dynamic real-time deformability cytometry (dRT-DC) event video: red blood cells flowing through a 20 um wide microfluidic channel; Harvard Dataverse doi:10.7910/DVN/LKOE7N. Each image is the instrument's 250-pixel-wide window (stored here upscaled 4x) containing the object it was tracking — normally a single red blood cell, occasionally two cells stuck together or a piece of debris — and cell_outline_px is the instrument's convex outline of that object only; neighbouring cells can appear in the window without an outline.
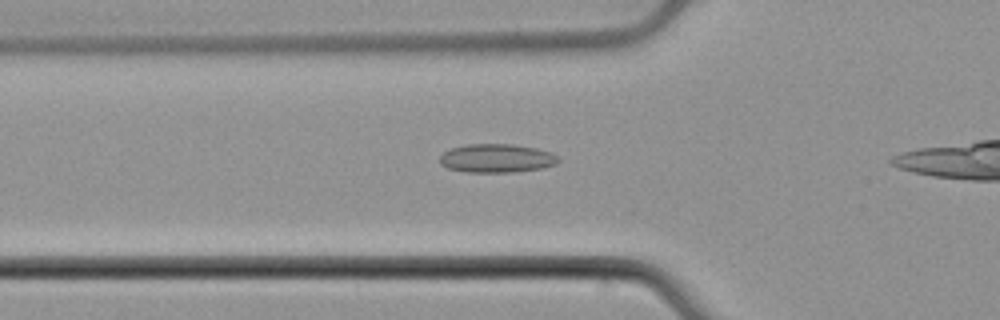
{"species": "common noctule bat (a hibernating species)", "species_latin": "Nyctalus noctula", "temperature_condition": "cold", "stored_images_in_passage": 34, "camera_frame_rate_fps": 3000, "um_per_image_px": 0.085, "animal": {"sex": "male", "body_mass_g": 21.5, "forearm_length_mm": 52.0}, "frame": {"image": 1, "passage_image": 9, "time_ms": 2.667, "image_size_px": [1000, 320], "cell_outline_px": [[560, 160], [556, 164], [540, 168], [516, 172], [468, 172], [448, 168], [440, 164], [440, 156], [444, 152], [452, 148], [464, 144], [512, 144], [536, 148], [552, 152]], "centroid_in_image_um": [42.21, 13.45], "position_along_channel_um": 83.6, "area_um2": 19.77}}
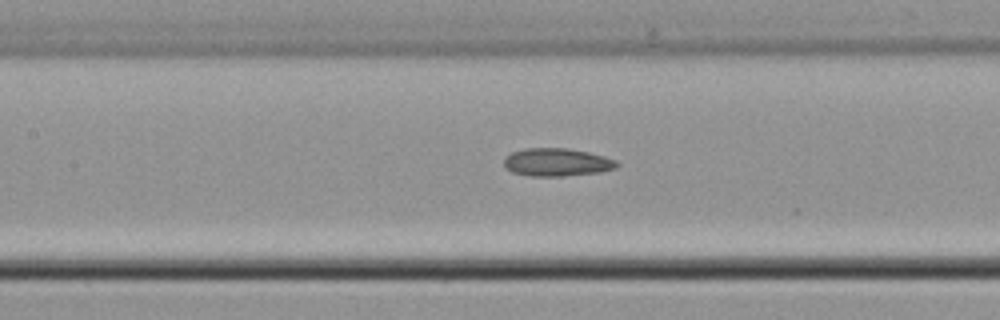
{"frame": {"image": 2, "passage_image": 15, "time_ms": 4.667, "image_size_px": [1000, 320], "cell_outline_px": [[620, 164], [616, 168], [600, 172], [564, 176], [528, 176], [512, 172], [504, 168], [504, 156], [512, 152], [524, 148], [568, 148], [588, 152], [604, 156], [616, 160]], "centroid_in_image_um": [47.31, 13.79], "position_along_channel_um": 160.1, "area_um2": 18.61}}
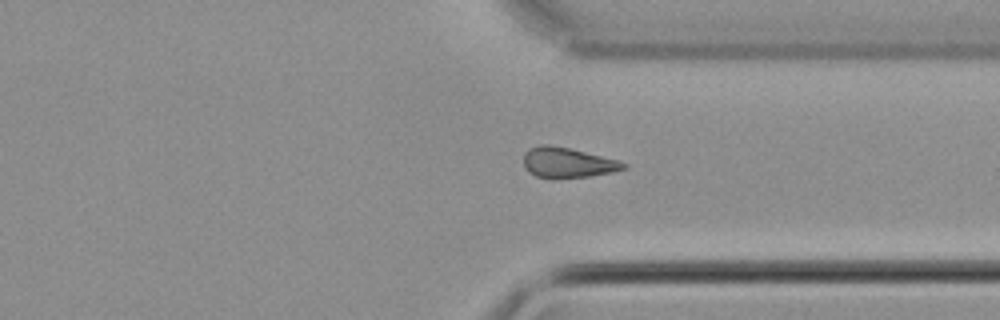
{"frame": {"image": 3, "passage_image": 31, "time_ms": 10.0, "image_size_px": [1000, 320], "cell_outline_px": [[628, 168], [612, 172], [588, 176], [552, 180], [536, 176], [524, 164], [524, 152], [528, 148], [540, 144], [552, 144], [620, 160], [628, 164]], "centroid_in_image_um": [48.27, 13.82], "position_along_channel_um": 363.1, "area_um2": 17.92}}